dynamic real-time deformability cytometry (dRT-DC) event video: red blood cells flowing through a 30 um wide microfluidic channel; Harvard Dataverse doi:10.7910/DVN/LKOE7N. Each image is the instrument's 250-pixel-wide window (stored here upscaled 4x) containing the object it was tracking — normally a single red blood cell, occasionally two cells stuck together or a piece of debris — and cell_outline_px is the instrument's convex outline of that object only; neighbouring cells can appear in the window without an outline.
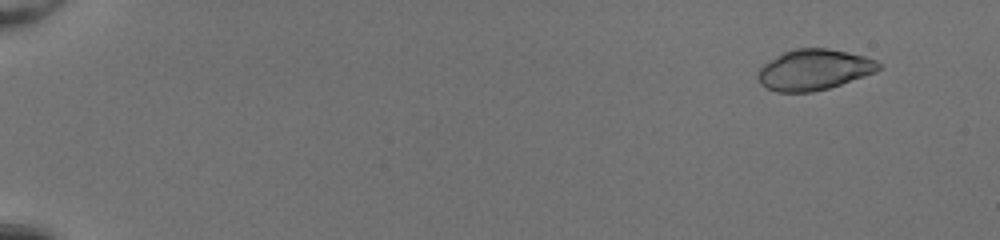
{"species": "common noctule bat (a hibernating species)", "species_latin": "Nyctalus noctula", "temperature_condition": "room temperature", "stored_images_in_passage": 52, "camera_frame_rate_fps": 3000, "um_per_image_px": 0.085, "animal": {"sex": "female", "body_mass_g": 20.0, "forearm_length_mm": 54.0}, "frame": {"image": 1, "passage_image": 5, "time_ms": 1.333, "image_size_px": [1000, 240], "cell_outline_px": [[884, 68], [876, 72], [828, 88], [812, 92], [776, 92], [760, 84], [756, 76], [760, 68], [764, 64], [776, 56], [784, 52], [796, 48], [828, 48], [848, 52], [864, 56], [876, 60]], "centroid_in_image_um": [69.19, 5.92], "position_along_channel_um": 15.8, "area_um2": 28.67}}